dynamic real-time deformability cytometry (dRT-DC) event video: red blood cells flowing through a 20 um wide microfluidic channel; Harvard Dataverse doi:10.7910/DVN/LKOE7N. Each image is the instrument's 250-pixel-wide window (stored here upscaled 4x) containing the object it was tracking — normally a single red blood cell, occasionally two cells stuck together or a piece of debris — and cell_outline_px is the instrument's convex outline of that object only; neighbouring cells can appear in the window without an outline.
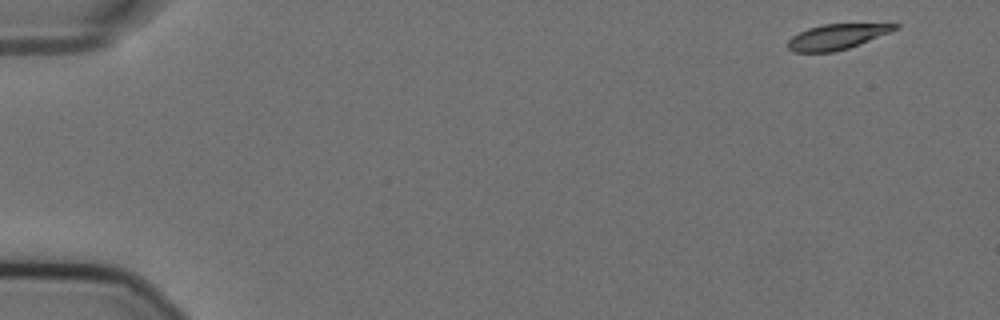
{"species": "Egyptian fruit bat (a non-hibernating species)", "species_latin": "Rousettus aegyptiacus", "temperature_condition": "cold", "stored_images_in_passage": 12, "camera_frame_rate_fps": 3000, "um_per_image_px": 0.085, "animal": {"sex": "female"}, "frame": {"image": 1, "passage_image": 1, "time_ms": 0.0, "image_size_px": [1000, 320], "cell_outline_px": [[900, 28], [892, 32], [848, 48], [832, 52], [792, 52], [788, 48], [788, 40], [792, 36], [808, 28], [824, 24], [900, 24]], "centroid_in_image_um": [71.15, 3.12], "position_along_channel_um": 13.9, "area_um2": 15.72}}